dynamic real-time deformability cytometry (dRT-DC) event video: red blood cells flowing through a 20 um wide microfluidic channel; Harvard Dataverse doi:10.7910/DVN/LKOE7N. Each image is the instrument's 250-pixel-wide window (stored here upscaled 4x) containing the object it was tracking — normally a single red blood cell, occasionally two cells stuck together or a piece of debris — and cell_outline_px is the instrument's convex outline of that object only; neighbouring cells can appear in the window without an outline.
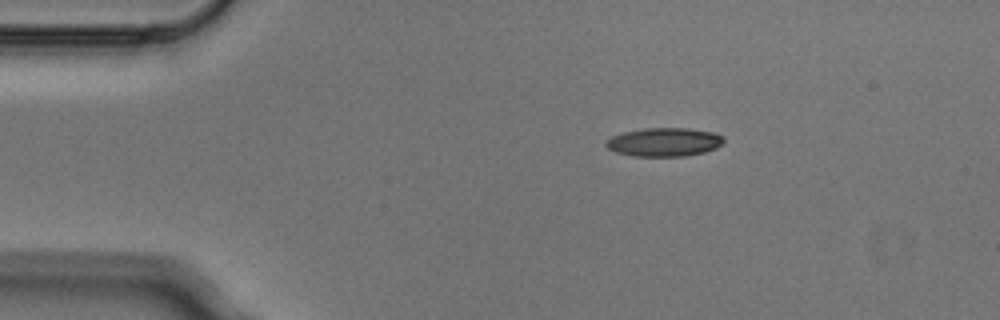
{"species": "Egyptian fruit bat (a non-hibernating species)", "species_latin": "Rousettus aegyptiacus", "temperature_condition": "cold", "stored_images_in_passage": 5, "camera_frame_rate_fps": 3000, "um_per_image_px": 0.085, "animal": {"sex": "male"}, "frame": {"image": 1, "passage_image": 1, "time_ms": 0.0, "image_size_px": [1000, 320], "cell_outline_px": [[724, 140], [716, 148], [704, 152], [684, 156], [636, 156], [616, 152], [608, 148], [604, 144], [612, 136], [624, 132], [644, 128], [688, 128], [712, 132], [724, 136]], "centroid_in_image_um": [56.46, 12.07], "position_along_channel_um": 28.5, "area_um2": 19.48}}
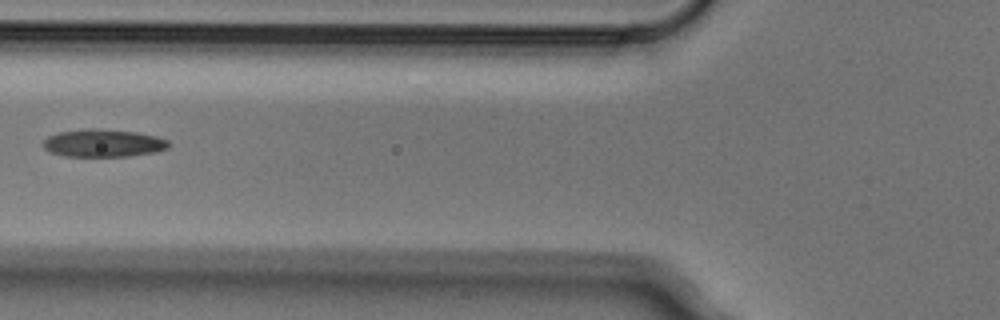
{"frame": {"image": 2, "passage_image": 4, "time_ms": 1.0, "image_size_px": [1000, 320], "cell_outline_px": [[168, 148], [156, 152], [128, 156], [64, 156], [48, 152], [40, 144], [48, 136], [60, 132], [88, 128], [96, 128], [136, 132], [156, 136], [168, 140]], "centroid_in_image_um": [8.74, 12.16], "position_along_channel_um": 117.1, "area_um2": 20.35}}
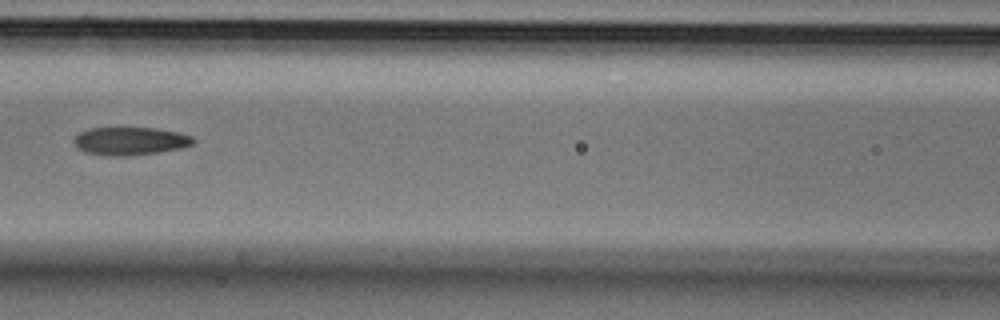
{"frame": {"image": 3, "passage_image": 5, "time_ms": 1.333, "image_size_px": [1000, 320], "cell_outline_px": [[196, 144], [184, 148], [156, 152], [124, 156], [108, 156], [84, 152], [76, 148], [72, 140], [80, 132], [88, 128], [156, 128], [176, 132], [192, 136], [196, 140]], "centroid_in_image_um": [11.06, 11.99], "position_along_channel_um": 155.5, "area_um2": 19.65}}